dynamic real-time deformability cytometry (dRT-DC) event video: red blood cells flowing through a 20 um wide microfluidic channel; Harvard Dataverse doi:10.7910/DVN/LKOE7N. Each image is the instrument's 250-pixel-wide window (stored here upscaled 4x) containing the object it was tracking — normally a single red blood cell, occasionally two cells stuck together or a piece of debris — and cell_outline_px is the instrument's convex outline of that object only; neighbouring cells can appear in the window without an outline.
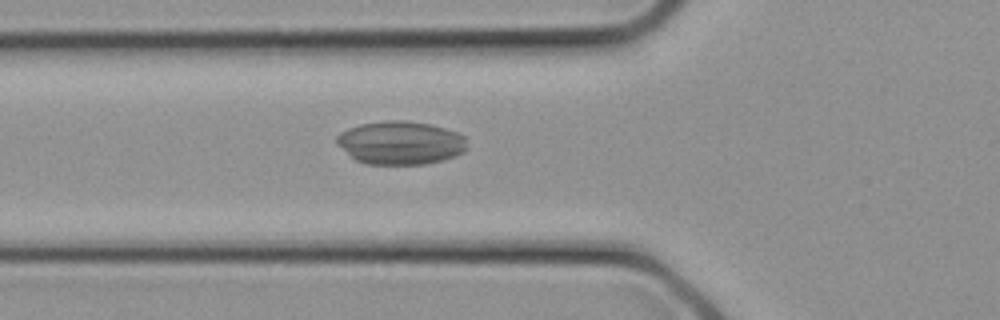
{"species": "common noctule bat (a hibernating species)", "species_latin": "Nyctalus noctula", "temperature_condition": "cold", "stored_images_in_passage": 28, "camera_frame_rate_fps": 3000, "um_per_image_px": 0.085, "animal": {"sex": "female", "body_mass_g": 21.9}, "frame": {"image": 1, "passage_image": 10, "time_ms": 3.0, "image_size_px": [1000, 320], "cell_outline_px": [[468, 148], [464, 152], [456, 156], [444, 160], [424, 164], [364, 164], [356, 160], [336, 144], [336, 136], [340, 132], [348, 128], [360, 124], [388, 120], [400, 120], [428, 124], [444, 128], [456, 132], [464, 136]], "centroid_in_image_um": [34.04, 12.14], "position_along_channel_um": 91.8, "area_um2": 33.0}}
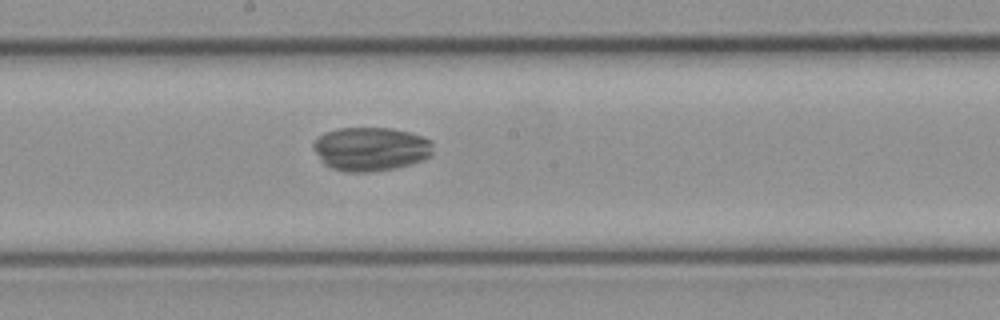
{"frame": {"image": 2, "passage_image": 15, "time_ms": 4.667, "image_size_px": [1000, 320], "cell_outline_px": [[432, 156], [424, 160], [412, 164], [396, 168], [372, 172], [344, 172], [332, 168], [324, 164], [320, 160], [312, 148], [312, 144], [324, 132], [336, 128], [392, 128], [408, 132], [432, 140]], "centroid_in_image_um": [31.51, 12.67], "position_along_channel_um": 216.7, "area_um2": 30.92}}
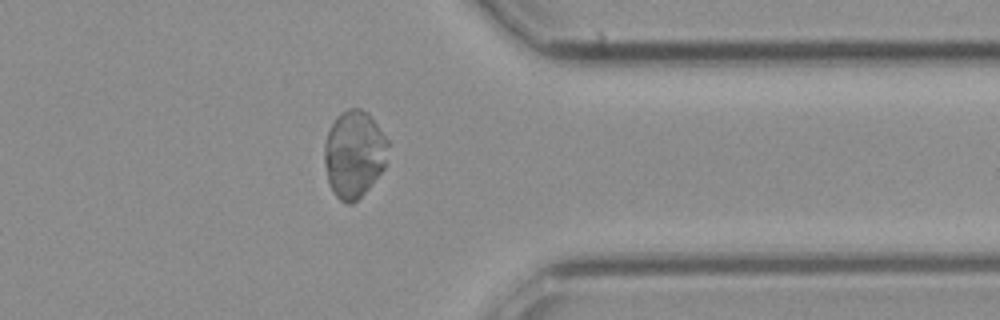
{"frame": {"image": 3, "passage_image": 22, "time_ms": 7.0, "image_size_px": [1000, 320], "cell_outline_px": [[388, 144], [384, 168], [368, 188], [352, 204], [348, 204], [340, 200], [336, 196], [328, 184], [324, 164], [324, 144], [328, 132], [336, 116], [340, 112], [348, 108], [360, 108], [368, 112], [388, 140]], "centroid_in_image_um": [30.07, 13.08], "position_along_channel_um": 381.3, "area_um2": 32.31}}